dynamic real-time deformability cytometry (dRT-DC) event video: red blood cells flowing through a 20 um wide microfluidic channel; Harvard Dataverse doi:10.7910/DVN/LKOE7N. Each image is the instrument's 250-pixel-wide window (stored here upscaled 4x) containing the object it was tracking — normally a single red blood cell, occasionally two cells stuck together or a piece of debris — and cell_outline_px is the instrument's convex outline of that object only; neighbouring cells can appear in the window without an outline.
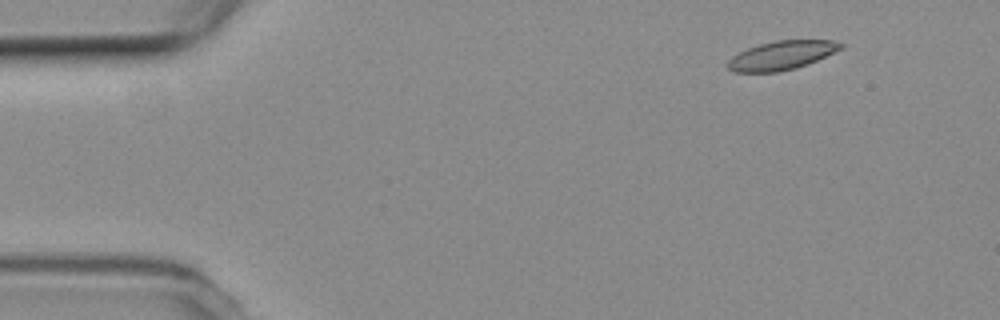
{"species": "common noctule bat (a hibernating species)", "species_latin": "Nyctalus noctula", "temperature_condition": "room temperature", "stored_images_in_passage": 54, "camera_frame_rate_fps": 3000, "um_per_image_px": 0.085, "animal": {"sex": "female", "body_mass_g": 19.3, "forearm_length_mm": 54.1}, "frame": {"image": 1, "passage_image": 5, "time_ms": 1.333, "image_size_px": [1000, 320], "cell_outline_px": [[844, 48], [808, 64], [776, 72], [736, 72], [728, 68], [728, 60], [732, 56], [748, 48], [760, 44], [776, 40], [832, 40], [844, 44]], "centroid_in_image_um": [66.46, 4.69], "position_along_channel_um": 18.5, "area_um2": 18.79}}
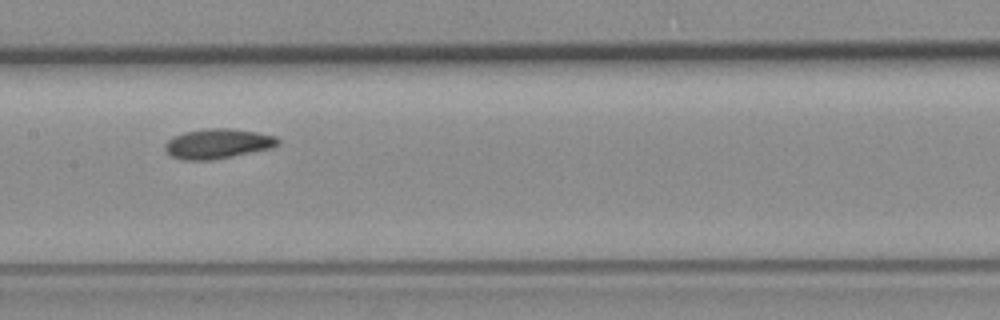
{"frame": {"image": 2, "passage_image": 26, "time_ms": 8.333, "image_size_px": [1000, 320], "cell_outline_px": [[280, 144], [272, 148], [212, 160], [184, 160], [172, 156], [164, 148], [164, 144], [172, 136], [184, 132], [208, 128], [228, 128], [256, 132], [276, 136], [280, 140]], "centroid_in_image_um": [18.51, 12.21], "position_along_channel_um": 188.9, "area_um2": 19.65}}
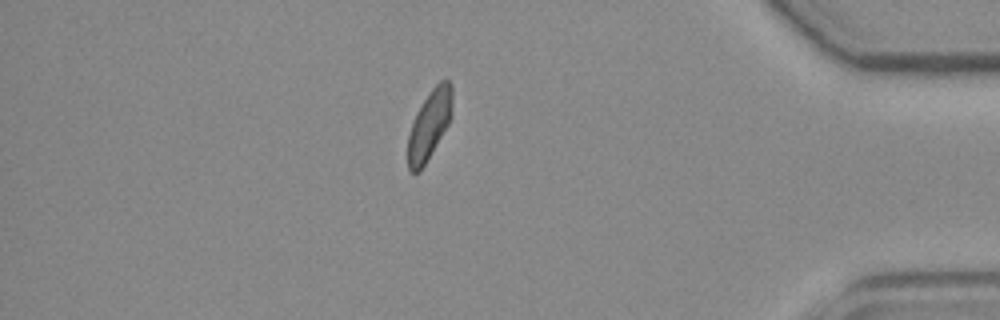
{"frame": {"image": 3, "passage_image": 46, "time_ms": 15.0, "image_size_px": [1000, 320], "cell_outline_px": [[452, 116], [448, 124], [420, 172], [412, 172], [408, 168], [408, 136], [416, 112], [432, 88], [440, 80], [448, 80], [452, 84]], "centroid_in_image_um": [36.51, 10.59], "position_along_channel_um": 398.7, "area_um2": 17.69}, "authors_computed_cell_mechanics": {"area_um2": 19.0451, "velocity_mm_per_s": 3.7573, "shape_relaxation_time_tau1_ms": 9.3498, "shape_relaxation_time_tau2_ms": 2.5238, "deformation_change_tau1": 0.1541, "deformation_change_tau2": 0.0668}}